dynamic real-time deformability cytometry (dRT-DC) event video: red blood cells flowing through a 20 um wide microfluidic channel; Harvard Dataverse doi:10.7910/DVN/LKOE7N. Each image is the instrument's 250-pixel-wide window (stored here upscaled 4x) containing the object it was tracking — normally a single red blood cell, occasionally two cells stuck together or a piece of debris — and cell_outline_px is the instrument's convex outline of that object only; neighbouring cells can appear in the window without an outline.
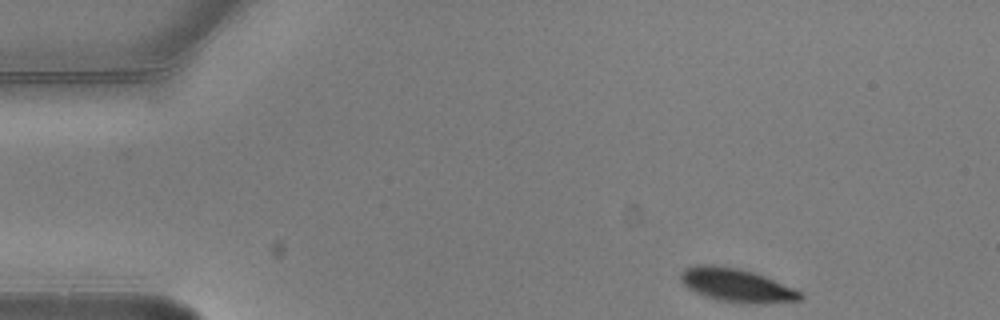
{"species": "common noctule bat (a hibernating species)", "species_latin": "Nyctalus noctula", "temperature_condition": "warm", "stored_images_in_passage": 6, "camera_frame_rate_fps": 3000, "um_per_image_px": 0.085, "animal": {"sex": "male", "body_mass_g": 20.5, "forearm_length_mm": 52.5}, "frame": {"image": 1, "passage_image": 1, "time_ms": 0.0, "image_size_px": [1000, 320], "cell_outline_px": [[804, 296], [800, 300], [760, 304], [744, 304], [716, 300], [704, 296], [688, 288], [680, 280], [680, 272], [684, 268], [696, 264], [712, 264], [740, 268], [764, 276], [792, 288], [800, 292]], "centroid_in_image_um": [62.55, 24.24], "position_along_channel_um": 22.4, "area_um2": 23.47}}
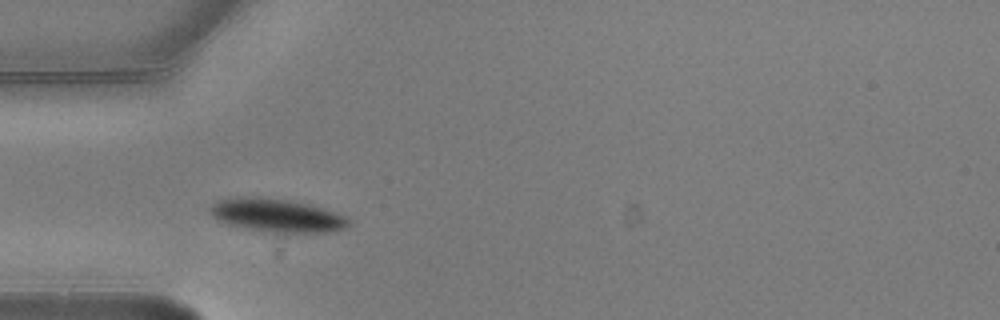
{"frame": {"image": 2, "passage_image": 4, "time_ms": 1.0, "image_size_px": [1000, 320], "cell_outline_px": [[348, 224], [344, 228], [332, 232], [288, 236], [264, 232], [228, 224], [216, 220], [208, 212], [208, 208], [212, 204], [220, 200], [240, 196], [260, 196], [288, 200], [308, 204], [344, 216], [348, 220]], "centroid_in_image_um": [23.49, 18.35], "position_along_channel_um": 61.5, "area_um2": 27.74}}
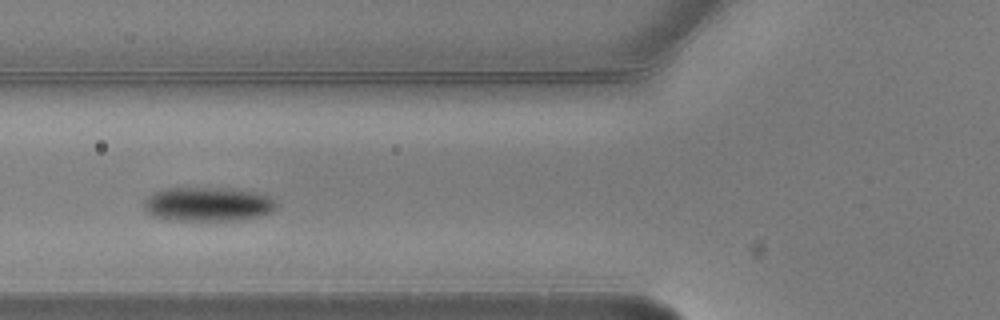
{"frame": {"image": 3, "passage_image": 5, "time_ms": 1.333, "image_size_px": [1000, 320], "cell_outline_px": [[276, 208], [272, 212], [260, 216], [240, 220], [168, 220], [152, 216], [144, 208], [144, 200], [152, 192], [164, 188], [228, 188], [256, 192], [268, 196], [276, 204]], "centroid_in_image_um": [17.64, 17.35], "position_along_channel_um": 108.2, "area_um2": 26.47}}